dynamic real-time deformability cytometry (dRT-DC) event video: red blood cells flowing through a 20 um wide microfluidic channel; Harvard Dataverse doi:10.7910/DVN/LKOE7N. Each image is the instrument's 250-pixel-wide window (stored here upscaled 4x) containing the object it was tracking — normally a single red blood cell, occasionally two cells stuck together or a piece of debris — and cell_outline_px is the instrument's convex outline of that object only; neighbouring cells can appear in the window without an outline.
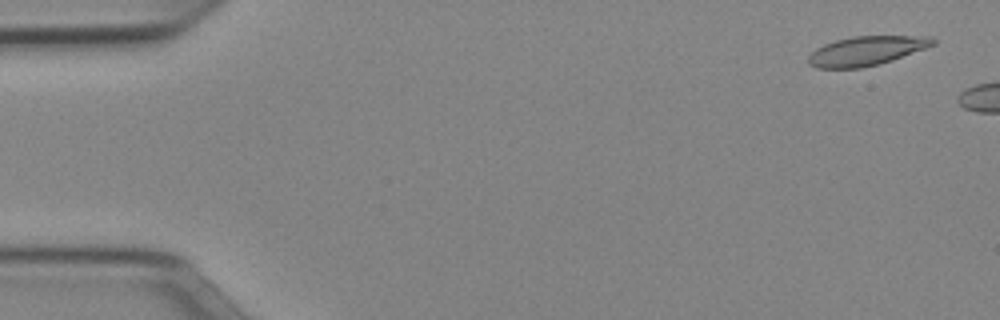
{"species": "Egyptian fruit bat (a non-hibernating species)", "species_latin": "Rousettus aegyptiacus", "temperature_condition": "cold", "stored_images_in_passage": 6, "camera_frame_rate_fps": 3000, "um_per_image_px": 0.085, "animal": {"sex": "female"}, "frame": {"image": 1, "passage_image": 2, "time_ms": 0.333, "image_size_px": [1000, 320], "cell_outline_px": [[936, 44], [892, 60], [880, 64], [860, 68], [816, 68], [808, 64], [808, 56], [816, 48], [824, 44], [836, 40], [852, 36], [932, 36], [936, 40]], "centroid_in_image_um": [73.63, 4.32], "position_along_channel_um": 11.4, "area_um2": 21.27}}